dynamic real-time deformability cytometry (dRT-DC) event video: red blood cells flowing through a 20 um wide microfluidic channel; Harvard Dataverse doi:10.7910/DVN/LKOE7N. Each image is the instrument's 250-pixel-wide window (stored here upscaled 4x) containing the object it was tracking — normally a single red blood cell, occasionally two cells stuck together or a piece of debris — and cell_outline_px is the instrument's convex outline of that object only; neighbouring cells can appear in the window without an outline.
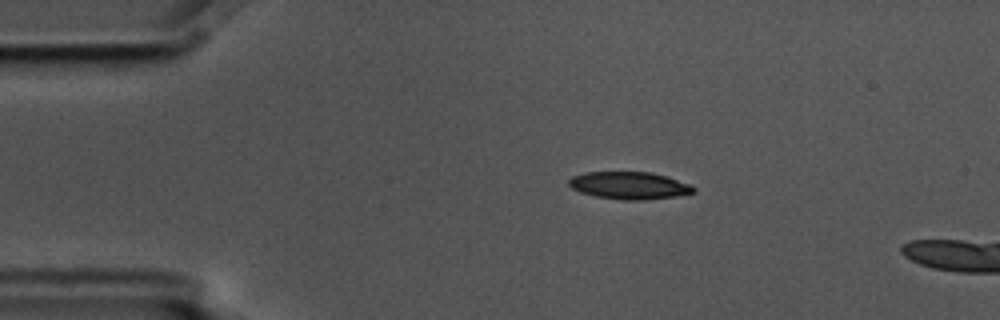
{"species": "common noctule bat (a hibernating species)", "species_latin": "Nyctalus noctula", "temperature_condition": "cold", "stored_images_in_passage": 4, "camera_frame_rate_fps": 3000, "um_per_image_px": 0.085, "animal": {"sex": "male", "body_mass_g": 17.5, "forearm_length_mm": 52.3}, "frame": {"image": 1, "passage_image": 4, "time_ms": 1.0, "image_size_px": [1000, 320], "cell_outline_px": [[696, 192], [676, 196], [644, 200], [620, 200], [596, 196], [580, 192], [572, 188], [568, 184], [568, 180], [572, 176], [584, 172], [648, 172], [664, 176], [692, 184], [696, 188]], "centroid_in_image_um": [53.49, 15.77], "position_along_channel_um": 31.5, "area_um2": 19.94}}